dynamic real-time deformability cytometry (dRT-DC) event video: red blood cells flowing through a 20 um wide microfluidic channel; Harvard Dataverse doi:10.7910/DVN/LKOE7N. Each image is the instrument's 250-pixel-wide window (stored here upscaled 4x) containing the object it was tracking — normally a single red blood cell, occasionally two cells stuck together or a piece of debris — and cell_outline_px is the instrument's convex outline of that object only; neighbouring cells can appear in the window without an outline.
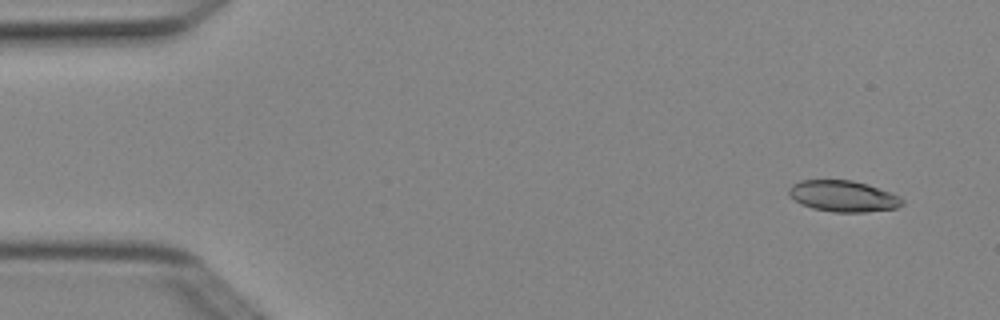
{"species": "Egyptian fruit bat (a non-hibernating species)", "species_latin": "Rousettus aegyptiacus", "temperature_condition": "cold", "stored_images_in_passage": 4, "camera_frame_rate_fps": 3000, "um_per_image_px": 0.085, "animal": {"sex": "female"}, "frame": {"image": 1, "passage_image": 1, "time_ms": 0.0, "image_size_px": [1000, 320], "cell_outline_px": [[904, 204], [896, 208], [864, 212], [832, 212], [812, 208], [800, 204], [788, 196], [788, 188], [792, 184], [800, 180], [852, 180], [868, 184], [900, 196], [904, 200]], "centroid_in_image_um": [71.64, 16.67], "position_along_channel_um": 13.4, "area_um2": 20.81}}
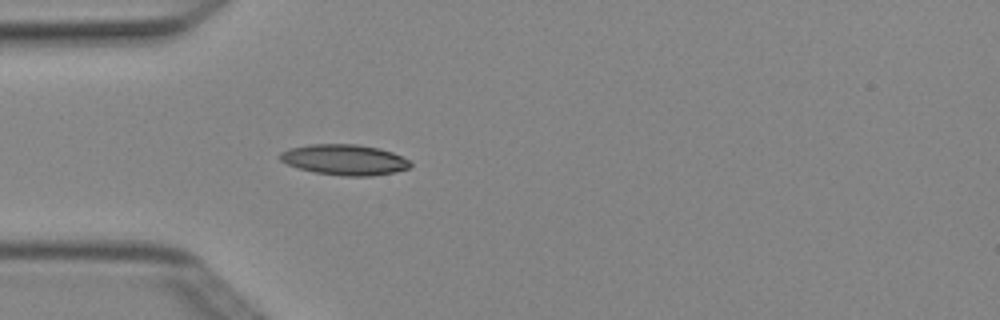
{"frame": {"image": 2, "passage_image": 4, "time_ms": 1.0, "image_size_px": [1000, 320], "cell_outline_px": [[412, 164], [408, 168], [396, 172], [372, 176], [344, 176], [316, 172], [300, 168], [288, 164], [280, 160], [280, 152], [288, 148], [312, 144], [356, 144], [380, 148], [392, 152], [408, 160]], "centroid_in_image_um": [29.29, 13.57], "position_along_channel_um": 55.7, "area_um2": 23.12}}